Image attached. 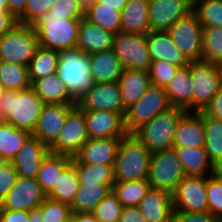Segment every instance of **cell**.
I'll return each instance as SVG.
<instances>
[{
  "label": "cell",
  "mask_w": 222,
  "mask_h": 222,
  "mask_svg": "<svg viewBox=\"0 0 222 222\" xmlns=\"http://www.w3.org/2000/svg\"><path fill=\"white\" fill-rule=\"evenodd\" d=\"M189 1L192 5H194L198 0H187Z\"/></svg>",
  "instance_id": "obj_64"
},
{
  "label": "cell",
  "mask_w": 222,
  "mask_h": 222,
  "mask_svg": "<svg viewBox=\"0 0 222 222\" xmlns=\"http://www.w3.org/2000/svg\"><path fill=\"white\" fill-rule=\"evenodd\" d=\"M213 175L215 178L222 183V164L214 166V173Z\"/></svg>",
  "instance_id": "obj_60"
},
{
  "label": "cell",
  "mask_w": 222,
  "mask_h": 222,
  "mask_svg": "<svg viewBox=\"0 0 222 222\" xmlns=\"http://www.w3.org/2000/svg\"><path fill=\"white\" fill-rule=\"evenodd\" d=\"M31 135L29 131L15 128L12 124L0 120V154L11 162L23 143Z\"/></svg>",
  "instance_id": "obj_34"
},
{
  "label": "cell",
  "mask_w": 222,
  "mask_h": 222,
  "mask_svg": "<svg viewBox=\"0 0 222 222\" xmlns=\"http://www.w3.org/2000/svg\"><path fill=\"white\" fill-rule=\"evenodd\" d=\"M0 11H9L8 0H0Z\"/></svg>",
  "instance_id": "obj_61"
},
{
  "label": "cell",
  "mask_w": 222,
  "mask_h": 222,
  "mask_svg": "<svg viewBox=\"0 0 222 222\" xmlns=\"http://www.w3.org/2000/svg\"><path fill=\"white\" fill-rule=\"evenodd\" d=\"M151 153L132 134L121 139L113 165L114 182L147 178Z\"/></svg>",
  "instance_id": "obj_4"
},
{
  "label": "cell",
  "mask_w": 222,
  "mask_h": 222,
  "mask_svg": "<svg viewBox=\"0 0 222 222\" xmlns=\"http://www.w3.org/2000/svg\"><path fill=\"white\" fill-rule=\"evenodd\" d=\"M202 30L197 14L192 10L167 31L178 50L189 62L202 61Z\"/></svg>",
  "instance_id": "obj_10"
},
{
  "label": "cell",
  "mask_w": 222,
  "mask_h": 222,
  "mask_svg": "<svg viewBox=\"0 0 222 222\" xmlns=\"http://www.w3.org/2000/svg\"><path fill=\"white\" fill-rule=\"evenodd\" d=\"M186 176L174 148L151 153L146 180L150 188L172 194Z\"/></svg>",
  "instance_id": "obj_6"
},
{
  "label": "cell",
  "mask_w": 222,
  "mask_h": 222,
  "mask_svg": "<svg viewBox=\"0 0 222 222\" xmlns=\"http://www.w3.org/2000/svg\"><path fill=\"white\" fill-rule=\"evenodd\" d=\"M193 10L187 0H149L150 31L165 32Z\"/></svg>",
  "instance_id": "obj_16"
},
{
  "label": "cell",
  "mask_w": 222,
  "mask_h": 222,
  "mask_svg": "<svg viewBox=\"0 0 222 222\" xmlns=\"http://www.w3.org/2000/svg\"><path fill=\"white\" fill-rule=\"evenodd\" d=\"M76 105L77 104H45L32 135L49 147L62 130L68 113Z\"/></svg>",
  "instance_id": "obj_18"
},
{
  "label": "cell",
  "mask_w": 222,
  "mask_h": 222,
  "mask_svg": "<svg viewBox=\"0 0 222 222\" xmlns=\"http://www.w3.org/2000/svg\"><path fill=\"white\" fill-rule=\"evenodd\" d=\"M44 105L32 87L20 91L7 90L0 100V120L32 134Z\"/></svg>",
  "instance_id": "obj_1"
},
{
  "label": "cell",
  "mask_w": 222,
  "mask_h": 222,
  "mask_svg": "<svg viewBox=\"0 0 222 222\" xmlns=\"http://www.w3.org/2000/svg\"><path fill=\"white\" fill-rule=\"evenodd\" d=\"M29 222H43V218H42V213H41V208L40 207L33 208L29 212Z\"/></svg>",
  "instance_id": "obj_58"
},
{
  "label": "cell",
  "mask_w": 222,
  "mask_h": 222,
  "mask_svg": "<svg viewBox=\"0 0 222 222\" xmlns=\"http://www.w3.org/2000/svg\"><path fill=\"white\" fill-rule=\"evenodd\" d=\"M205 150L214 166L222 164V120L208 116L203 111Z\"/></svg>",
  "instance_id": "obj_36"
},
{
  "label": "cell",
  "mask_w": 222,
  "mask_h": 222,
  "mask_svg": "<svg viewBox=\"0 0 222 222\" xmlns=\"http://www.w3.org/2000/svg\"><path fill=\"white\" fill-rule=\"evenodd\" d=\"M77 105L84 111L105 110L118 113L123 118L126 111L118 81L95 83L77 102Z\"/></svg>",
  "instance_id": "obj_15"
},
{
  "label": "cell",
  "mask_w": 222,
  "mask_h": 222,
  "mask_svg": "<svg viewBox=\"0 0 222 222\" xmlns=\"http://www.w3.org/2000/svg\"><path fill=\"white\" fill-rule=\"evenodd\" d=\"M30 211L0 210V222H29Z\"/></svg>",
  "instance_id": "obj_52"
},
{
  "label": "cell",
  "mask_w": 222,
  "mask_h": 222,
  "mask_svg": "<svg viewBox=\"0 0 222 222\" xmlns=\"http://www.w3.org/2000/svg\"><path fill=\"white\" fill-rule=\"evenodd\" d=\"M78 190L79 178L76 172V165L72 162L63 171L47 198L71 206Z\"/></svg>",
  "instance_id": "obj_35"
},
{
  "label": "cell",
  "mask_w": 222,
  "mask_h": 222,
  "mask_svg": "<svg viewBox=\"0 0 222 222\" xmlns=\"http://www.w3.org/2000/svg\"><path fill=\"white\" fill-rule=\"evenodd\" d=\"M17 178L18 174L11 162H7L0 168V202L12 189Z\"/></svg>",
  "instance_id": "obj_49"
},
{
  "label": "cell",
  "mask_w": 222,
  "mask_h": 222,
  "mask_svg": "<svg viewBox=\"0 0 222 222\" xmlns=\"http://www.w3.org/2000/svg\"><path fill=\"white\" fill-rule=\"evenodd\" d=\"M182 163L186 176L210 177L214 173V165L209 160L205 148L173 147ZM210 171V172H209Z\"/></svg>",
  "instance_id": "obj_29"
},
{
  "label": "cell",
  "mask_w": 222,
  "mask_h": 222,
  "mask_svg": "<svg viewBox=\"0 0 222 222\" xmlns=\"http://www.w3.org/2000/svg\"><path fill=\"white\" fill-rule=\"evenodd\" d=\"M38 47L33 25L18 22L0 37V61L28 67Z\"/></svg>",
  "instance_id": "obj_5"
},
{
  "label": "cell",
  "mask_w": 222,
  "mask_h": 222,
  "mask_svg": "<svg viewBox=\"0 0 222 222\" xmlns=\"http://www.w3.org/2000/svg\"><path fill=\"white\" fill-rule=\"evenodd\" d=\"M49 152V147L31 134L11 163L18 176L36 179L41 162Z\"/></svg>",
  "instance_id": "obj_19"
},
{
  "label": "cell",
  "mask_w": 222,
  "mask_h": 222,
  "mask_svg": "<svg viewBox=\"0 0 222 222\" xmlns=\"http://www.w3.org/2000/svg\"><path fill=\"white\" fill-rule=\"evenodd\" d=\"M72 162L76 165L79 183H115L113 176V165L80 164L74 157Z\"/></svg>",
  "instance_id": "obj_41"
},
{
  "label": "cell",
  "mask_w": 222,
  "mask_h": 222,
  "mask_svg": "<svg viewBox=\"0 0 222 222\" xmlns=\"http://www.w3.org/2000/svg\"><path fill=\"white\" fill-rule=\"evenodd\" d=\"M59 55L60 52L53 49H48L41 46L37 48L35 55L31 59L28 66L31 84L36 79L48 77L49 75L56 73Z\"/></svg>",
  "instance_id": "obj_33"
},
{
  "label": "cell",
  "mask_w": 222,
  "mask_h": 222,
  "mask_svg": "<svg viewBox=\"0 0 222 222\" xmlns=\"http://www.w3.org/2000/svg\"><path fill=\"white\" fill-rule=\"evenodd\" d=\"M72 222H98L93 212L72 213Z\"/></svg>",
  "instance_id": "obj_57"
},
{
  "label": "cell",
  "mask_w": 222,
  "mask_h": 222,
  "mask_svg": "<svg viewBox=\"0 0 222 222\" xmlns=\"http://www.w3.org/2000/svg\"><path fill=\"white\" fill-rule=\"evenodd\" d=\"M43 17H58V19H82L85 12L77 0H58Z\"/></svg>",
  "instance_id": "obj_45"
},
{
  "label": "cell",
  "mask_w": 222,
  "mask_h": 222,
  "mask_svg": "<svg viewBox=\"0 0 222 222\" xmlns=\"http://www.w3.org/2000/svg\"><path fill=\"white\" fill-rule=\"evenodd\" d=\"M83 11H87L97 0H77Z\"/></svg>",
  "instance_id": "obj_59"
},
{
  "label": "cell",
  "mask_w": 222,
  "mask_h": 222,
  "mask_svg": "<svg viewBox=\"0 0 222 222\" xmlns=\"http://www.w3.org/2000/svg\"><path fill=\"white\" fill-rule=\"evenodd\" d=\"M190 78V64L179 68L174 78L165 87L173 107L194 111V89Z\"/></svg>",
  "instance_id": "obj_27"
},
{
  "label": "cell",
  "mask_w": 222,
  "mask_h": 222,
  "mask_svg": "<svg viewBox=\"0 0 222 222\" xmlns=\"http://www.w3.org/2000/svg\"><path fill=\"white\" fill-rule=\"evenodd\" d=\"M203 111L210 117L222 120V86Z\"/></svg>",
  "instance_id": "obj_51"
},
{
  "label": "cell",
  "mask_w": 222,
  "mask_h": 222,
  "mask_svg": "<svg viewBox=\"0 0 222 222\" xmlns=\"http://www.w3.org/2000/svg\"><path fill=\"white\" fill-rule=\"evenodd\" d=\"M81 19L42 17L33 27L39 46L61 52L76 47Z\"/></svg>",
  "instance_id": "obj_7"
},
{
  "label": "cell",
  "mask_w": 222,
  "mask_h": 222,
  "mask_svg": "<svg viewBox=\"0 0 222 222\" xmlns=\"http://www.w3.org/2000/svg\"><path fill=\"white\" fill-rule=\"evenodd\" d=\"M171 107L173 106L169 101L165 87L151 84L143 97L126 109L124 115L126 132L132 134L141 125Z\"/></svg>",
  "instance_id": "obj_8"
},
{
  "label": "cell",
  "mask_w": 222,
  "mask_h": 222,
  "mask_svg": "<svg viewBox=\"0 0 222 222\" xmlns=\"http://www.w3.org/2000/svg\"><path fill=\"white\" fill-rule=\"evenodd\" d=\"M46 198L47 195L36 179L18 176L12 189L0 202V210L31 211Z\"/></svg>",
  "instance_id": "obj_14"
},
{
  "label": "cell",
  "mask_w": 222,
  "mask_h": 222,
  "mask_svg": "<svg viewBox=\"0 0 222 222\" xmlns=\"http://www.w3.org/2000/svg\"><path fill=\"white\" fill-rule=\"evenodd\" d=\"M121 31L147 34L149 24V0H128L121 11Z\"/></svg>",
  "instance_id": "obj_28"
},
{
  "label": "cell",
  "mask_w": 222,
  "mask_h": 222,
  "mask_svg": "<svg viewBox=\"0 0 222 222\" xmlns=\"http://www.w3.org/2000/svg\"><path fill=\"white\" fill-rule=\"evenodd\" d=\"M121 139H88L74 158L80 164L114 165Z\"/></svg>",
  "instance_id": "obj_20"
},
{
  "label": "cell",
  "mask_w": 222,
  "mask_h": 222,
  "mask_svg": "<svg viewBox=\"0 0 222 222\" xmlns=\"http://www.w3.org/2000/svg\"><path fill=\"white\" fill-rule=\"evenodd\" d=\"M172 222H222V219L209 211L199 213L174 211Z\"/></svg>",
  "instance_id": "obj_50"
},
{
  "label": "cell",
  "mask_w": 222,
  "mask_h": 222,
  "mask_svg": "<svg viewBox=\"0 0 222 222\" xmlns=\"http://www.w3.org/2000/svg\"><path fill=\"white\" fill-rule=\"evenodd\" d=\"M122 209L116 194L110 191L95 207L93 214L98 222H119Z\"/></svg>",
  "instance_id": "obj_43"
},
{
  "label": "cell",
  "mask_w": 222,
  "mask_h": 222,
  "mask_svg": "<svg viewBox=\"0 0 222 222\" xmlns=\"http://www.w3.org/2000/svg\"><path fill=\"white\" fill-rule=\"evenodd\" d=\"M27 0H8L9 11L16 18L24 11Z\"/></svg>",
  "instance_id": "obj_55"
},
{
  "label": "cell",
  "mask_w": 222,
  "mask_h": 222,
  "mask_svg": "<svg viewBox=\"0 0 222 222\" xmlns=\"http://www.w3.org/2000/svg\"><path fill=\"white\" fill-rule=\"evenodd\" d=\"M149 189L150 185L146 179L115 182L112 187V191L116 194L123 207L137 206L146 196Z\"/></svg>",
  "instance_id": "obj_38"
},
{
  "label": "cell",
  "mask_w": 222,
  "mask_h": 222,
  "mask_svg": "<svg viewBox=\"0 0 222 222\" xmlns=\"http://www.w3.org/2000/svg\"><path fill=\"white\" fill-rule=\"evenodd\" d=\"M58 0H27L24 11L17 17L19 23L34 25Z\"/></svg>",
  "instance_id": "obj_44"
},
{
  "label": "cell",
  "mask_w": 222,
  "mask_h": 222,
  "mask_svg": "<svg viewBox=\"0 0 222 222\" xmlns=\"http://www.w3.org/2000/svg\"><path fill=\"white\" fill-rule=\"evenodd\" d=\"M127 2L128 0H97L92 6H109L122 11Z\"/></svg>",
  "instance_id": "obj_56"
},
{
  "label": "cell",
  "mask_w": 222,
  "mask_h": 222,
  "mask_svg": "<svg viewBox=\"0 0 222 222\" xmlns=\"http://www.w3.org/2000/svg\"><path fill=\"white\" fill-rule=\"evenodd\" d=\"M89 139L124 138L128 133L124 118L105 110L84 111Z\"/></svg>",
  "instance_id": "obj_17"
},
{
  "label": "cell",
  "mask_w": 222,
  "mask_h": 222,
  "mask_svg": "<svg viewBox=\"0 0 222 222\" xmlns=\"http://www.w3.org/2000/svg\"><path fill=\"white\" fill-rule=\"evenodd\" d=\"M7 163V160L0 154V168Z\"/></svg>",
  "instance_id": "obj_63"
},
{
  "label": "cell",
  "mask_w": 222,
  "mask_h": 222,
  "mask_svg": "<svg viewBox=\"0 0 222 222\" xmlns=\"http://www.w3.org/2000/svg\"><path fill=\"white\" fill-rule=\"evenodd\" d=\"M43 222H64L68 220L72 211L69 205L46 198L39 206Z\"/></svg>",
  "instance_id": "obj_46"
},
{
  "label": "cell",
  "mask_w": 222,
  "mask_h": 222,
  "mask_svg": "<svg viewBox=\"0 0 222 222\" xmlns=\"http://www.w3.org/2000/svg\"><path fill=\"white\" fill-rule=\"evenodd\" d=\"M186 112L183 108L171 107L159 113L152 120L141 125L132 135L150 152L174 147V135L177 123Z\"/></svg>",
  "instance_id": "obj_3"
},
{
  "label": "cell",
  "mask_w": 222,
  "mask_h": 222,
  "mask_svg": "<svg viewBox=\"0 0 222 222\" xmlns=\"http://www.w3.org/2000/svg\"><path fill=\"white\" fill-rule=\"evenodd\" d=\"M208 211L222 219V183L215 176L206 177Z\"/></svg>",
  "instance_id": "obj_48"
},
{
  "label": "cell",
  "mask_w": 222,
  "mask_h": 222,
  "mask_svg": "<svg viewBox=\"0 0 222 222\" xmlns=\"http://www.w3.org/2000/svg\"><path fill=\"white\" fill-rule=\"evenodd\" d=\"M174 147H205V132L202 111H186L177 123Z\"/></svg>",
  "instance_id": "obj_21"
},
{
  "label": "cell",
  "mask_w": 222,
  "mask_h": 222,
  "mask_svg": "<svg viewBox=\"0 0 222 222\" xmlns=\"http://www.w3.org/2000/svg\"><path fill=\"white\" fill-rule=\"evenodd\" d=\"M90 72L95 83L118 81L123 73V66L113 49L89 55Z\"/></svg>",
  "instance_id": "obj_26"
},
{
  "label": "cell",
  "mask_w": 222,
  "mask_h": 222,
  "mask_svg": "<svg viewBox=\"0 0 222 222\" xmlns=\"http://www.w3.org/2000/svg\"><path fill=\"white\" fill-rule=\"evenodd\" d=\"M112 49L124 69L149 70L152 60L146 34L118 32L114 36Z\"/></svg>",
  "instance_id": "obj_12"
},
{
  "label": "cell",
  "mask_w": 222,
  "mask_h": 222,
  "mask_svg": "<svg viewBox=\"0 0 222 222\" xmlns=\"http://www.w3.org/2000/svg\"><path fill=\"white\" fill-rule=\"evenodd\" d=\"M190 78L194 89V111H202L222 86V69L210 62H190Z\"/></svg>",
  "instance_id": "obj_9"
},
{
  "label": "cell",
  "mask_w": 222,
  "mask_h": 222,
  "mask_svg": "<svg viewBox=\"0 0 222 222\" xmlns=\"http://www.w3.org/2000/svg\"><path fill=\"white\" fill-rule=\"evenodd\" d=\"M125 110L140 100L151 85L148 70L124 69L118 80Z\"/></svg>",
  "instance_id": "obj_25"
},
{
  "label": "cell",
  "mask_w": 222,
  "mask_h": 222,
  "mask_svg": "<svg viewBox=\"0 0 222 222\" xmlns=\"http://www.w3.org/2000/svg\"><path fill=\"white\" fill-rule=\"evenodd\" d=\"M56 75L77 102L95 84L90 72L89 55L77 47L60 52Z\"/></svg>",
  "instance_id": "obj_2"
},
{
  "label": "cell",
  "mask_w": 222,
  "mask_h": 222,
  "mask_svg": "<svg viewBox=\"0 0 222 222\" xmlns=\"http://www.w3.org/2000/svg\"><path fill=\"white\" fill-rule=\"evenodd\" d=\"M6 91L7 90L5 89V87L0 83V100L2 99Z\"/></svg>",
  "instance_id": "obj_62"
},
{
  "label": "cell",
  "mask_w": 222,
  "mask_h": 222,
  "mask_svg": "<svg viewBox=\"0 0 222 222\" xmlns=\"http://www.w3.org/2000/svg\"><path fill=\"white\" fill-rule=\"evenodd\" d=\"M31 87L45 104H77L64 82L55 74L36 79Z\"/></svg>",
  "instance_id": "obj_30"
},
{
  "label": "cell",
  "mask_w": 222,
  "mask_h": 222,
  "mask_svg": "<svg viewBox=\"0 0 222 222\" xmlns=\"http://www.w3.org/2000/svg\"><path fill=\"white\" fill-rule=\"evenodd\" d=\"M72 161L71 156L51 152L42 160L36 180L46 195L53 190L57 180Z\"/></svg>",
  "instance_id": "obj_31"
},
{
  "label": "cell",
  "mask_w": 222,
  "mask_h": 222,
  "mask_svg": "<svg viewBox=\"0 0 222 222\" xmlns=\"http://www.w3.org/2000/svg\"><path fill=\"white\" fill-rule=\"evenodd\" d=\"M64 222H72L71 217L68 220L64 221Z\"/></svg>",
  "instance_id": "obj_65"
},
{
  "label": "cell",
  "mask_w": 222,
  "mask_h": 222,
  "mask_svg": "<svg viewBox=\"0 0 222 222\" xmlns=\"http://www.w3.org/2000/svg\"><path fill=\"white\" fill-rule=\"evenodd\" d=\"M137 206L147 222L173 221L172 194L167 191L150 188Z\"/></svg>",
  "instance_id": "obj_22"
},
{
  "label": "cell",
  "mask_w": 222,
  "mask_h": 222,
  "mask_svg": "<svg viewBox=\"0 0 222 222\" xmlns=\"http://www.w3.org/2000/svg\"><path fill=\"white\" fill-rule=\"evenodd\" d=\"M178 69L179 67L163 60L152 61L148 70L151 84L166 87Z\"/></svg>",
  "instance_id": "obj_47"
},
{
  "label": "cell",
  "mask_w": 222,
  "mask_h": 222,
  "mask_svg": "<svg viewBox=\"0 0 222 222\" xmlns=\"http://www.w3.org/2000/svg\"><path fill=\"white\" fill-rule=\"evenodd\" d=\"M114 183H79V190L70 206L72 213L93 212L103 198L112 191Z\"/></svg>",
  "instance_id": "obj_32"
},
{
  "label": "cell",
  "mask_w": 222,
  "mask_h": 222,
  "mask_svg": "<svg viewBox=\"0 0 222 222\" xmlns=\"http://www.w3.org/2000/svg\"><path fill=\"white\" fill-rule=\"evenodd\" d=\"M174 211L208 212L206 177L185 176L172 193Z\"/></svg>",
  "instance_id": "obj_13"
},
{
  "label": "cell",
  "mask_w": 222,
  "mask_h": 222,
  "mask_svg": "<svg viewBox=\"0 0 222 222\" xmlns=\"http://www.w3.org/2000/svg\"><path fill=\"white\" fill-rule=\"evenodd\" d=\"M0 83L8 91H20L31 87L28 67L0 61Z\"/></svg>",
  "instance_id": "obj_37"
},
{
  "label": "cell",
  "mask_w": 222,
  "mask_h": 222,
  "mask_svg": "<svg viewBox=\"0 0 222 222\" xmlns=\"http://www.w3.org/2000/svg\"><path fill=\"white\" fill-rule=\"evenodd\" d=\"M193 11L203 27H222V0H198Z\"/></svg>",
  "instance_id": "obj_42"
},
{
  "label": "cell",
  "mask_w": 222,
  "mask_h": 222,
  "mask_svg": "<svg viewBox=\"0 0 222 222\" xmlns=\"http://www.w3.org/2000/svg\"><path fill=\"white\" fill-rule=\"evenodd\" d=\"M84 110L76 105L67 115L64 126L49 151L74 157L88 141Z\"/></svg>",
  "instance_id": "obj_11"
},
{
  "label": "cell",
  "mask_w": 222,
  "mask_h": 222,
  "mask_svg": "<svg viewBox=\"0 0 222 222\" xmlns=\"http://www.w3.org/2000/svg\"><path fill=\"white\" fill-rule=\"evenodd\" d=\"M17 23V18L10 11H0V37Z\"/></svg>",
  "instance_id": "obj_54"
},
{
  "label": "cell",
  "mask_w": 222,
  "mask_h": 222,
  "mask_svg": "<svg viewBox=\"0 0 222 222\" xmlns=\"http://www.w3.org/2000/svg\"><path fill=\"white\" fill-rule=\"evenodd\" d=\"M85 19L115 34L121 32V11L109 6H91L85 11Z\"/></svg>",
  "instance_id": "obj_39"
},
{
  "label": "cell",
  "mask_w": 222,
  "mask_h": 222,
  "mask_svg": "<svg viewBox=\"0 0 222 222\" xmlns=\"http://www.w3.org/2000/svg\"><path fill=\"white\" fill-rule=\"evenodd\" d=\"M114 36L115 33L82 18L78 28L76 47L88 55L108 50L113 46Z\"/></svg>",
  "instance_id": "obj_24"
},
{
  "label": "cell",
  "mask_w": 222,
  "mask_h": 222,
  "mask_svg": "<svg viewBox=\"0 0 222 222\" xmlns=\"http://www.w3.org/2000/svg\"><path fill=\"white\" fill-rule=\"evenodd\" d=\"M202 61L222 64V27H203Z\"/></svg>",
  "instance_id": "obj_40"
},
{
  "label": "cell",
  "mask_w": 222,
  "mask_h": 222,
  "mask_svg": "<svg viewBox=\"0 0 222 222\" xmlns=\"http://www.w3.org/2000/svg\"><path fill=\"white\" fill-rule=\"evenodd\" d=\"M119 222H147L138 206L123 207Z\"/></svg>",
  "instance_id": "obj_53"
},
{
  "label": "cell",
  "mask_w": 222,
  "mask_h": 222,
  "mask_svg": "<svg viewBox=\"0 0 222 222\" xmlns=\"http://www.w3.org/2000/svg\"><path fill=\"white\" fill-rule=\"evenodd\" d=\"M146 41L152 61L163 60L179 68L190 64L175 46L171 35L167 31H149L146 34Z\"/></svg>",
  "instance_id": "obj_23"
}]
</instances>
